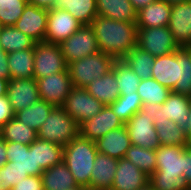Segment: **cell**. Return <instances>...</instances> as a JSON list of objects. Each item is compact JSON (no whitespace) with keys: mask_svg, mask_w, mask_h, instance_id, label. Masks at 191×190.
I'll return each instance as SVG.
<instances>
[{"mask_svg":"<svg viewBox=\"0 0 191 190\" xmlns=\"http://www.w3.org/2000/svg\"><path fill=\"white\" fill-rule=\"evenodd\" d=\"M90 25L100 51L115 60H122L137 45L136 22L118 21L97 15Z\"/></svg>","mask_w":191,"mask_h":190,"instance_id":"6da1fadb","label":"cell"},{"mask_svg":"<svg viewBox=\"0 0 191 190\" xmlns=\"http://www.w3.org/2000/svg\"><path fill=\"white\" fill-rule=\"evenodd\" d=\"M151 77L172 92L191 97V47L156 56Z\"/></svg>","mask_w":191,"mask_h":190,"instance_id":"7a4b0ae2","label":"cell"},{"mask_svg":"<svg viewBox=\"0 0 191 190\" xmlns=\"http://www.w3.org/2000/svg\"><path fill=\"white\" fill-rule=\"evenodd\" d=\"M97 153L95 141L81 135L63 147V161L79 186H89Z\"/></svg>","mask_w":191,"mask_h":190,"instance_id":"3957f363","label":"cell"},{"mask_svg":"<svg viewBox=\"0 0 191 190\" xmlns=\"http://www.w3.org/2000/svg\"><path fill=\"white\" fill-rule=\"evenodd\" d=\"M38 138L63 147L80 135V124L62 107H55L37 132Z\"/></svg>","mask_w":191,"mask_h":190,"instance_id":"277c9868","label":"cell"},{"mask_svg":"<svg viewBox=\"0 0 191 190\" xmlns=\"http://www.w3.org/2000/svg\"><path fill=\"white\" fill-rule=\"evenodd\" d=\"M115 61L113 57L100 51L69 63L68 71L73 87L85 88L90 82L112 70Z\"/></svg>","mask_w":191,"mask_h":190,"instance_id":"5b68a950","label":"cell"},{"mask_svg":"<svg viewBox=\"0 0 191 190\" xmlns=\"http://www.w3.org/2000/svg\"><path fill=\"white\" fill-rule=\"evenodd\" d=\"M33 67L35 80L68 71L60 44L46 41L35 43Z\"/></svg>","mask_w":191,"mask_h":190,"instance_id":"8992f818","label":"cell"},{"mask_svg":"<svg viewBox=\"0 0 191 190\" xmlns=\"http://www.w3.org/2000/svg\"><path fill=\"white\" fill-rule=\"evenodd\" d=\"M150 107H143L126 123L132 145L156 150L161 144L156 133Z\"/></svg>","mask_w":191,"mask_h":190,"instance_id":"52a82bcc","label":"cell"},{"mask_svg":"<svg viewBox=\"0 0 191 190\" xmlns=\"http://www.w3.org/2000/svg\"><path fill=\"white\" fill-rule=\"evenodd\" d=\"M60 46L67 64L100 52L96 35L90 24H83L73 35L65 39Z\"/></svg>","mask_w":191,"mask_h":190,"instance_id":"ba28073f","label":"cell"},{"mask_svg":"<svg viewBox=\"0 0 191 190\" xmlns=\"http://www.w3.org/2000/svg\"><path fill=\"white\" fill-rule=\"evenodd\" d=\"M137 46L155 57L170 54L179 48L168 26L137 28Z\"/></svg>","mask_w":191,"mask_h":190,"instance_id":"9c48e42d","label":"cell"},{"mask_svg":"<svg viewBox=\"0 0 191 190\" xmlns=\"http://www.w3.org/2000/svg\"><path fill=\"white\" fill-rule=\"evenodd\" d=\"M103 106L85 88L73 87L62 108L70 117L81 124L98 114Z\"/></svg>","mask_w":191,"mask_h":190,"instance_id":"30bf717a","label":"cell"},{"mask_svg":"<svg viewBox=\"0 0 191 190\" xmlns=\"http://www.w3.org/2000/svg\"><path fill=\"white\" fill-rule=\"evenodd\" d=\"M39 97L55 107H62L73 88L69 71L37 79Z\"/></svg>","mask_w":191,"mask_h":190,"instance_id":"8fae6325","label":"cell"},{"mask_svg":"<svg viewBox=\"0 0 191 190\" xmlns=\"http://www.w3.org/2000/svg\"><path fill=\"white\" fill-rule=\"evenodd\" d=\"M83 24L63 9L48 10L45 41L61 44L73 35Z\"/></svg>","mask_w":191,"mask_h":190,"instance_id":"7c38bea8","label":"cell"},{"mask_svg":"<svg viewBox=\"0 0 191 190\" xmlns=\"http://www.w3.org/2000/svg\"><path fill=\"white\" fill-rule=\"evenodd\" d=\"M150 108L153 121L169 119L182 127H186L191 108V97L171 92L162 105Z\"/></svg>","mask_w":191,"mask_h":190,"instance_id":"4fadbf2b","label":"cell"},{"mask_svg":"<svg viewBox=\"0 0 191 190\" xmlns=\"http://www.w3.org/2000/svg\"><path fill=\"white\" fill-rule=\"evenodd\" d=\"M125 124L118 118L109 105H104L93 118L80 124V135L91 141H97L107 132L120 128Z\"/></svg>","mask_w":191,"mask_h":190,"instance_id":"5bb4252c","label":"cell"},{"mask_svg":"<svg viewBox=\"0 0 191 190\" xmlns=\"http://www.w3.org/2000/svg\"><path fill=\"white\" fill-rule=\"evenodd\" d=\"M48 10L27 4L19 20L13 25L36 43L45 41Z\"/></svg>","mask_w":191,"mask_h":190,"instance_id":"9a60e30c","label":"cell"},{"mask_svg":"<svg viewBox=\"0 0 191 190\" xmlns=\"http://www.w3.org/2000/svg\"><path fill=\"white\" fill-rule=\"evenodd\" d=\"M7 97L14 113L28 108L40 99L37 81L34 78L10 79Z\"/></svg>","mask_w":191,"mask_h":190,"instance_id":"2e32d148","label":"cell"},{"mask_svg":"<svg viewBox=\"0 0 191 190\" xmlns=\"http://www.w3.org/2000/svg\"><path fill=\"white\" fill-rule=\"evenodd\" d=\"M168 28L179 47H191V0L171 5Z\"/></svg>","mask_w":191,"mask_h":190,"instance_id":"e0dca14e","label":"cell"},{"mask_svg":"<svg viewBox=\"0 0 191 190\" xmlns=\"http://www.w3.org/2000/svg\"><path fill=\"white\" fill-rule=\"evenodd\" d=\"M6 154L11 166L29 176H41L43 170L36 166L35 144L25 145L6 141Z\"/></svg>","mask_w":191,"mask_h":190,"instance_id":"ac0fdd59","label":"cell"},{"mask_svg":"<svg viewBox=\"0 0 191 190\" xmlns=\"http://www.w3.org/2000/svg\"><path fill=\"white\" fill-rule=\"evenodd\" d=\"M185 146L160 145L156 149V171L163 176L180 177L184 173Z\"/></svg>","mask_w":191,"mask_h":190,"instance_id":"d6986e66","label":"cell"},{"mask_svg":"<svg viewBox=\"0 0 191 190\" xmlns=\"http://www.w3.org/2000/svg\"><path fill=\"white\" fill-rule=\"evenodd\" d=\"M149 184V176L125 158L118 159L110 190H140Z\"/></svg>","mask_w":191,"mask_h":190,"instance_id":"ffe728a7","label":"cell"},{"mask_svg":"<svg viewBox=\"0 0 191 190\" xmlns=\"http://www.w3.org/2000/svg\"><path fill=\"white\" fill-rule=\"evenodd\" d=\"M118 159L97 153L91 173L89 190H110L117 171Z\"/></svg>","mask_w":191,"mask_h":190,"instance_id":"44dd1931","label":"cell"},{"mask_svg":"<svg viewBox=\"0 0 191 190\" xmlns=\"http://www.w3.org/2000/svg\"><path fill=\"white\" fill-rule=\"evenodd\" d=\"M95 143L99 153L106 154L115 159L124 158L127 150L132 145L125 125L107 132Z\"/></svg>","mask_w":191,"mask_h":190,"instance_id":"7402d4cb","label":"cell"},{"mask_svg":"<svg viewBox=\"0 0 191 190\" xmlns=\"http://www.w3.org/2000/svg\"><path fill=\"white\" fill-rule=\"evenodd\" d=\"M171 17V5L156 0L137 12V28H153L168 26Z\"/></svg>","mask_w":191,"mask_h":190,"instance_id":"603a6c76","label":"cell"},{"mask_svg":"<svg viewBox=\"0 0 191 190\" xmlns=\"http://www.w3.org/2000/svg\"><path fill=\"white\" fill-rule=\"evenodd\" d=\"M85 89L91 96H93L103 105H109L113 103L120 96V91L113 69L104 76L90 82Z\"/></svg>","mask_w":191,"mask_h":190,"instance_id":"cb8c5ba5","label":"cell"},{"mask_svg":"<svg viewBox=\"0 0 191 190\" xmlns=\"http://www.w3.org/2000/svg\"><path fill=\"white\" fill-rule=\"evenodd\" d=\"M44 190H67L79 186L64 161L41 174Z\"/></svg>","mask_w":191,"mask_h":190,"instance_id":"d4e9b609","label":"cell"},{"mask_svg":"<svg viewBox=\"0 0 191 190\" xmlns=\"http://www.w3.org/2000/svg\"><path fill=\"white\" fill-rule=\"evenodd\" d=\"M97 15L113 20L136 22L137 11L129 0H96Z\"/></svg>","mask_w":191,"mask_h":190,"instance_id":"484cf974","label":"cell"},{"mask_svg":"<svg viewBox=\"0 0 191 190\" xmlns=\"http://www.w3.org/2000/svg\"><path fill=\"white\" fill-rule=\"evenodd\" d=\"M154 126L161 145L188 146L190 141L185 127L178 125L172 120H155Z\"/></svg>","mask_w":191,"mask_h":190,"instance_id":"4316f807","label":"cell"},{"mask_svg":"<svg viewBox=\"0 0 191 190\" xmlns=\"http://www.w3.org/2000/svg\"><path fill=\"white\" fill-rule=\"evenodd\" d=\"M11 79L33 78L34 48L7 53Z\"/></svg>","mask_w":191,"mask_h":190,"instance_id":"83f0119b","label":"cell"},{"mask_svg":"<svg viewBox=\"0 0 191 190\" xmlns=\"http://www.w3.org/2000/svg\"><path fill=\"white\" fill-rule=\"evenodd\" d=\"M52 9L66 10L82 24H91L97 16L96 0H56Z\"/></svg>","mask_w":191,"mask_h":190,"instance_id":"f1b7e54d","label":"cell"},{"mask_svg":"<svg viewBox=\"0 0 191 190\" xmlns=\"http://www.w3.org/2000/svg\"><path fill=\"white\" fill-rule=\"evenodd\" d=\"M172 91L162 86L152 77L142 79L137 88V93L140 95L144 107L162 105Z\"/></svg>","mask_w":191,"mask_h":190,"instance_id":"f546056e","label":"cell"},{"mask_svg":"<svg viewBox=\"0 0 191 190\" xmlns=\"http://www.w3.org/2000/svg\"><path fill=\"white\" fill-rule=\"evenodd\" d=\"M35 144L36 166L42 170L49 169L63 161V146L37 138Z\"/></svg>","mask_w":191,"mask_h":190,"instance_id":"4dcf8cb0","label":"cell"},{"mask_svg":"<svg viewBox=\"0 0 191 190\" xmlns=\"http://www.w3.org/2000/svg\"><path fill=\"white\" fill-rule=\"evenodd\" d=\"M54 108L55 106L52 104L47 103L45 100L39 99L28 108L16 112L15 117L38 132Z\"/></svg>","mask_w":191,"mask_h":190,"instance_id":"1f68e13d","label":"cell"},{"mask_svg":"<svg viewBox=\"0 0 191 190\" xmlns=\"http://www.w3.org/2000/svg\"><path fill=\"white\" fill-rule=\"evenodd\" d=\"M0 137L5 141L30 145L38 138V134L34 129L14 117L0 129Z\"/></svg>","mask_w":191,"mask_h":190,"instance_id":"d6a6232c","label":"cell"},{"mask_svg":"<svg viewBox=\"0 0 191 190\" xmlns=\"http://www.w3.org/2000/svg\"><path fill=\"white\" fill-rule=\"evenodd\" d=\"M122 61L125 62L141 80L151 78L155 56L139 46L136 45L128 52Z\"/></svg>","mask_w":191,"mask_h":190,"instance_id":"836d02e7","label":"cell"},{"mask_svg":"<svg viewBox=\"0 0 191 190\" xmlns=\"http://www.w3.org/2000/svg\"><path fill=\"white\" fill-rule=\"evenodd\" d=\"M35 41L14 26H3L0 33V48L6 53L34 48Z\"/></svg>","mask_w":191,"mask_h":190,"instance_id":"e575fe53","label":"cell"},{"mask_svg":"<svg viewBox=\"0 0 191 190\" xmlns=\"http://www.w3.org/2000/svg\"><path fill=\"white\" fill-rule=\"evenodd\" d=\"M124 158L132 162L149 177L156 171V150L131 145Z\"/></svg>","mask_w":191,"mask_h":190,"instance_id":"d590c367","label":"cell"},{"mask_svg":"<svg viewBox=\"0 0 191 190\" xmlns=\"http://www.w3.org/2000/svg\"><path fill=\"white\" fill-rule=\"evenodd\" d=\"M115 72V79L118 84L120 95L137 92L141 79L122 60H116L112 66Z\"/></svg>","mask_w":191,"mask_h":190,"instance_id":"8d00e7d4","label":"cell"},{"mask_svg":"<svg viewBox=\"0 0 191 190\" xmlns=\"http://www.w3.org/2000/svg\"><path fill=\"white\" fill-rule=\"evenodd\" d=\"M109 106L124 124L144 107L140 95L137 92L122 94L116 101L109 104Z\"/></svg>","mask_w":191,"mask_h":190,"instance_id":"74e56055","label":"cell"},{"mask_svg":"<svg viewBox=\"0 0 191 190\" xmlns=\"http://www.w3.org/2000/svg\"><path fill=\"white\" fill-rule=\"evenodd\" d=\"M27 4V0L0 1V24L13 26L19 20Z\"/></svg>","mask_w":191,"mask_h":190,"instance_id":"f35d334b","label":"cell"},{"mask_svg":"<svg viewBox=\"0 0 191 190\" xmlns=\"http://www.w3.org/2000/svg\"><path fill=\"white\" fill-rule=\"evenodd\" d=\"M149 184L155 190H190L185 178L163 176V173H153L149 177Z\"/></svg>","mask_w":191,"mask_h":190,"instance_id":"ab89813d","label":"cell"},{"mask_svg":"<svg viewBox=\"0 0 191 190\" xmlns=\"http://www.w3.org/2000/svg\"><path fill=\"white\" fill-rule=\"evenodd\" d=\"M3 168L5 170L7 190H11V188L14 187L15 184L19 183L20 180H23L25 177L28 176L27 173H23L15 167L11 166L10 161H8L3 166Z\"/></svg>","mask_w":191,"mask_h":190,"instance_id":"60d3db41","label":"cell"},{"mask_svg":"<svg viewBox=\"0 0 191 190\" xmlns=\"http://www.w3.org/2000/svg\"><path fill=\"white\" fill-rule=\"evenodd\" d=\"M11 190H44L41 176H27L15 184Z\"/></svg>","mask_w":191,"mask_h":190,"instance_id":"b9f144b4","label":"cell"},{"mask_svg":"<svg viewBox=\"0 0 191 190\" xmlns=\"http://www.w3.org/2000/svg\"><path fill=\"white\" fill-rule=\"evenodd\" d=\"M14 117L15 113L7 95L0 96V129Z\"/></svg>","mask_w":191,"mask_h":190,"instance_id":"7bdbcfd3","label":"cell"},{"mask_svg":"<svg viewBox=\"0 0 191 190\" xmlns=\"http://www.w3.org/2000/svg\"><path fill=\"white\" fill-rule=\"evenodd\" d=\"M183 177L185 178V181L191 189V144L188 146H185L184 150V173Z\"/></svg>","mask_w":191,"mask_h":190,"instance_id":"ee69618b","label":"cell"},{"mask_svg":"<svg viewBox=\"0 0 191 190\" xmlns=\"http://www.w3.org/2000/svg\"><path fill=\"white\" fill-rule=\"evenodd\" d=\"M0 78L7 79V80L11 79L7 53L1 48H0Z\"/></svg>","mask_w":191,"mask_h":190,"instance_id":"f6af8a7d","label":"cell"},{"mask_svg":"<svg viewBox=\"0 0 191 190\" xmlns=\"http://www.w3.org/2000/svg\"><path fill=\"white\" fill-rule=\"evenodd\" d=\"M56 0H27L28 4L47 10L52 9Z\"/></svg>","mask_w":191,"mask_h":190,"instance_id":"bcb514c9","label":"cell"},{"mask_svg":"<svg viewBox=\"0 0 191 190\" xmlns=\"http://www.w3.org/2000/svg\"><path fill=\"white\" fill-rule=\"evenodd\" d=\"M8 162L6 154V141L0 137V168Z\"/></svg>","mask_w":191,"mask_h":190,"instance_id":"7dc6e473","label":"cell"},{"mask_svg":"<svg viewBox=\"0 0 191 190\" xmlns=\"http://www.w3.org/2000/svg\"><path fill=\"white\" fill-rule=\"evenodd\" d=\"M133 5V8L138 12L140 9L150 5L156 0H129Z\"/></svg>","mask_w":191,"mask_h":190,"instance_id":"c3c4849f","label":"cell"},{"mask_svg":"<svg viewBox=\"0 0 191 190\" xmlns=\"http://www.w3.org/2000/svg\"><path fill=\"white\" fill-rule=\"evenodd\" d=\"M0 190H7L5 170L3 167L0 168Z\"/></svg>","mask_w":191,"mask_h":190,"instance_id":"681fc988","label":"cell"},{"mask_svg":"<svg viewBox=\"0 0 191 190\" xmlns=\"http://www.w3.org/2000/svg\"><path fill=\"white\" fill-rule=\"evenodd\" d=\"M9 80L0 78V96L7 95V87Z\"/></svg>","mask_w":191,"mask_h":190,"instance_id":"f907efd6","label":"cell"},{"mask_svg":"<svg viewBox=\"0 0 191 190\" xmlns=\"http://www.w3.org/2000/svg\"><path fill=\"white\" fill-rule=\"evenodd\" d=\"M185 129H186V134L188 136V139L191 143V108H190V112H189V116H188V123H187Z\"/></svg>","mask_w":191,"mask_h":190,"instance_id":"816d5d0a","label":"cell"},{"mask_svg":"<svg viewBox=\"0 0 191 190\" xmlns=\"http://www.w3.org/2000/svg\"><path fill=\"white\" fill-rule=\"evenodd\" d=\"M160 1H164L166 3H169L170 5H173V4H177V3H181V2H187L190 0H160Z\"/></svg>","mask_w":191,"mask_h":190,"instance_id":"f5cc1de1","label":"cell"},{"mask_svg":"<svg viewBox=\"0 0 191 190\" xmlns=\"http://www.w3.org/2000/svg\"><path fill=\"white\" fill-rule=\"evenodd\" d=\"M67 190H89V189L87 187H84V186H77V187L70 188Z\"/></svg>","mask_w":191,"mask_h":190,"instance_id":"db71d44e","label":"cell"},{"mask_svg":"<svg viewBox=\"0 0 191 190\" xmlns=\"http://www.w3.org/2000/svg\"><path fill=\"white\" fill-rule=\"evenodd\" d=\"M140 190H155L150 184H148L146 187Z\"/></svg>","mask_w":191,"mask_h":190,"instance_id":"11a10c76","label":"cell"},{"mask_svg":"<svg viewBox=\"0 0 191 190\" xmlns=\"http://www.w3.org/2000/svg\"><path fill=\"white\" fill-rule=\"evenodd\" d=\"M0 1H17V0H0Z\"/></svg>","mask_w":191,"mask_h":190,"instance_id":"9f6ffc18","label":"cell"}]
</instances>
